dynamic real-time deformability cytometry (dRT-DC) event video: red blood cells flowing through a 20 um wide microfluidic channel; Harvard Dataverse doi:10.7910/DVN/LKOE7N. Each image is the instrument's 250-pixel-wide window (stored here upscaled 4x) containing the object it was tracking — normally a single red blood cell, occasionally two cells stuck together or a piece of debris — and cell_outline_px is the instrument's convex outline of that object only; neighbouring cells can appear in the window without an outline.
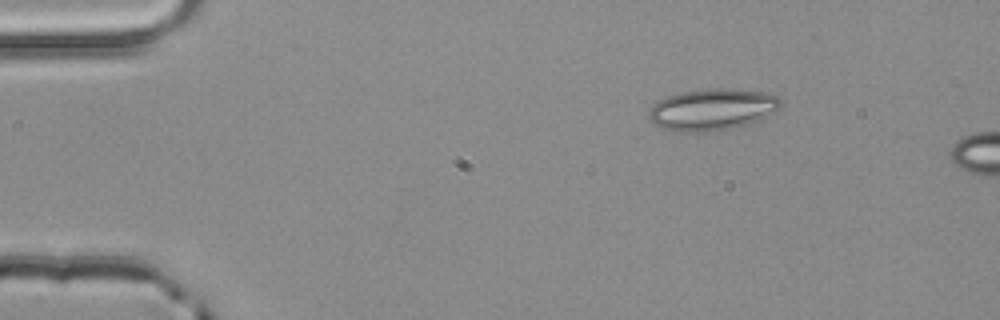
{"species": "common noctule bat (a hibernating species)", "species_latin": "Nyctalus noctula", "temperature_condition": "room temperature", "stored_images_in_passage": 3, "camera_frame_rate_fps": 3000, "um_per_image_px": 0.085, "animal": {"sex": "male", "body_mass_g": 20.4}, "frame": {"image": 1, "passage_image": 1, "time_ms": 0.0, "image_size_px": [1000, 320], "cell_outline_px": [[784, 100], [780, 108], [776, 112], [760, 120], [748, 124], [728, 128], [696, 132], [680, 132], [664, 128], [652, 124], [648, 116], [648, 112], [652, 104], [668, 96], [684, 92], [708, 88], [728, 88], [764, 92], [780, 96]], "centroid_in_image_um": [60.59, 9.29], "position_along_channel_um": 24.4, "area_um2": 32.14}}